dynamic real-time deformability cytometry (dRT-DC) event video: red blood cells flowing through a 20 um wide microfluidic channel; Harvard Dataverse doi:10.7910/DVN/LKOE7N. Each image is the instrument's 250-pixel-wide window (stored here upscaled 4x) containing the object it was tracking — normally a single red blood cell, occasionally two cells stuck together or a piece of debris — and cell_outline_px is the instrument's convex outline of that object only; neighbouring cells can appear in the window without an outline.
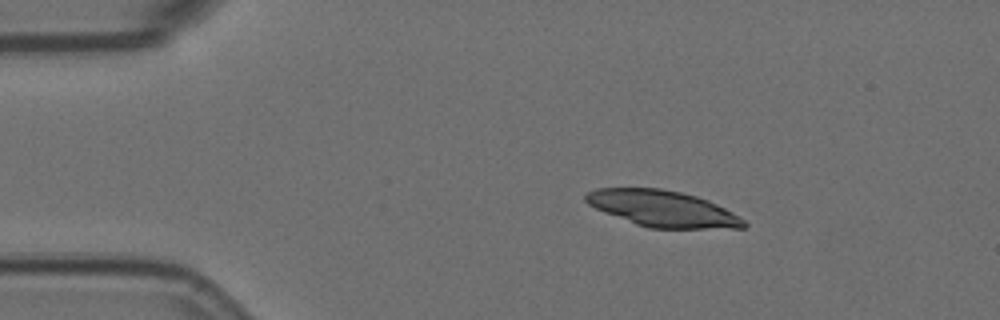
{"species": "Egyptian fruit bat (a non-hibernating species)", "species_latin": "Rousettus aegyptiacus", "temperature_condition": "room temperature", "stored_images_in_passage": 3, "camera_frame_rate_fps": 3000, "um_per_image_px": 0.085, "animal": {"sex": "female"}, "frame": {"image": 1, "passage_image": 2, "time_ms": 0.333, "image_size_px": [1000, 320], "cell_outline_px": [[748, 224], [744, 228], [648, 228], [636, 224], [604, 212], [588, 204], [584, 200], [584, 196], [588, 192], [596, 188], [660, 188], [680, 192], [696, 196], [708, 200], [732, 212], [744, 220]], "centroid_in_image_um": [56.31, 17.73], "position_along_channel_um": 28.7, "area_um2": 33.12}}